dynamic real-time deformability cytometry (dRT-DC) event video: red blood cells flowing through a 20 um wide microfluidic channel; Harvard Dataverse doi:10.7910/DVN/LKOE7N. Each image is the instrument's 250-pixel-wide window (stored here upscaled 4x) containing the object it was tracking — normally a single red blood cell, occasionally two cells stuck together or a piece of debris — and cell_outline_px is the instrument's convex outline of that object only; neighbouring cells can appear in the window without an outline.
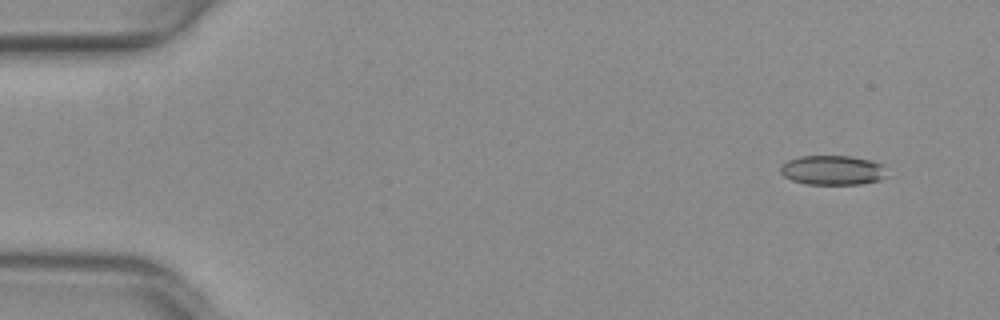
{"species": "common noctule bat (a hibernating species)", "species_latin": "Nyctalus noctula", "temperature_condition": "warm", "stored_images_in_passage": 51, "camera_frame_rate_fps": 3000, "um_per_image_px": 0.085, "animal": {"sex": "female", "body_mass_g": 29.2, "forearm_length_mm": 56.3}, "frame": {"image": 1, "passage_image": 3, "time_ms": 0.667, "image_size_px": [1000, 320], "cell_outline_px": [[892, 176], [880, 180], [860, 184], [804, 184], [792, 180], [784, 176], [780, 172], [780, 168], [788, 160], [800, 156], [852, 156], [872, 160], [884, 164]], "centroid_in_image_um": [70.88, 14.47], "position_along_channel_um": 14.1, "area_um2": 18.79}}
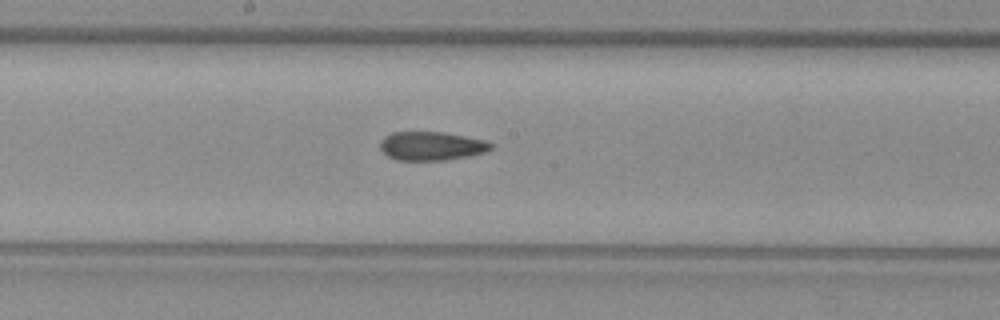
{"frame": {"image": 2, "passage_image": 27, "time_ms": 8.667, "image_size_px": [1000, 320], "cell_outline_px": [[492, 148], [484, 152], [468, 156], [444, 160], [396, 160], [388, 156], [380, 148], [380, 140], [384, 136], [392, 132], [444, 132], [484, 140], [492, 144]], "centroid_in_image_um": [36.63, 12.4], "position_along_channel_um": 211.6, "area_um2": 18.44}}
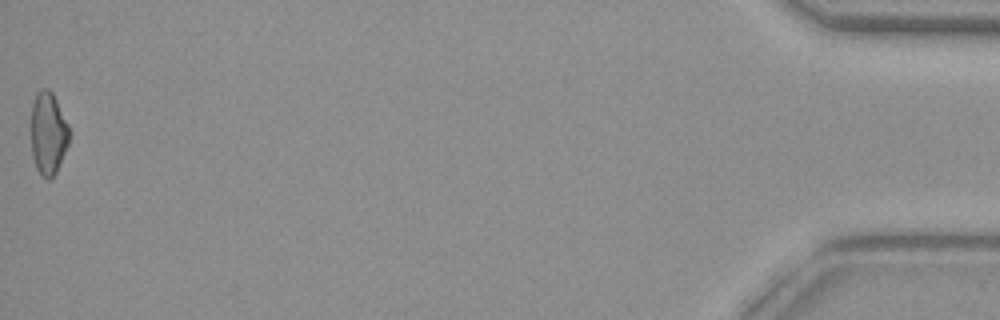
{"frame": {"image": 3, "passage_image": 51, "time_ms": 16.667, "image_size_px": [1000, 320], "cell_outline_px": [[68, 144], [56, 172], [48, 180], [40, 176], [36, 168], [32, 156], [32, 104], [36, 92], [40, 88], [48, 88], [52, 92], [68, 124]], "centroid_in_image_um": [4.08, 11.33], "position_along_channel_um": 431.1, "area_um2": 18.21}, "authors_computed_cell_mechanics": {"area_um2": 19.1318, "velocity_mm_per_s": 4.03, "shape_relaxation_time_tau1_ms": null, "shape_relaxation_time_tau2_ms": 4.1217, "deformation_change_tau1": null, "deformation_change_tau2": 0.1139}}